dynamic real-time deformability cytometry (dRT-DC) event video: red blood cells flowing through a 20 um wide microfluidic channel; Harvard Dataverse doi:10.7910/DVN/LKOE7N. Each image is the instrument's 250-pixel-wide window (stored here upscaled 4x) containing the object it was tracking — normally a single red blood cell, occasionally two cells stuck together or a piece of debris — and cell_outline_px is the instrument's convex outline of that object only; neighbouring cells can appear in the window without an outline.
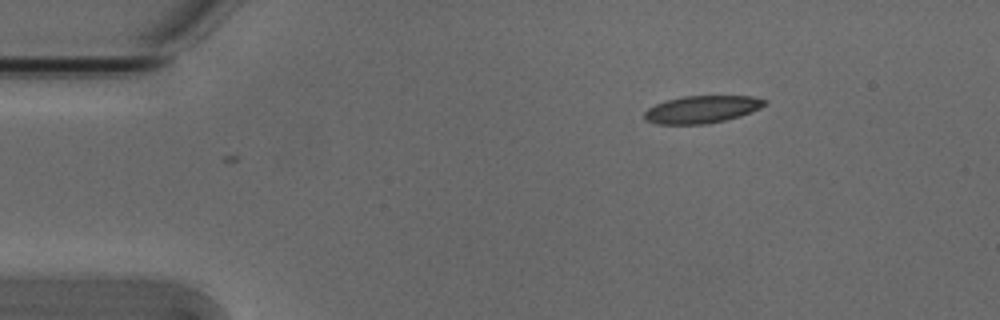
{"species": "Egyptian fruit bat (a non-hibernating species)", "species_latin": "Rousettus aegyptiacus", "temperature_condition": "cold", "stored_images_in_passage": 2, "camera_frame_rate_fps": 3000, "um_per_image_px": 0.085, "animal": {"sex": "male"}, "frame": {"image": 1, "passage_image": 1, "time_ms": 0.0, "image_size_px": [1000, 320], "cell_outline_px": [[764, 104], [760, 108], [740, 116], [724, 120], [704, 124], [656, 124], [648, 120], [644, 116], [644, 112], [648, 108], [656, 104], [668, 100], [684, 96], [752, 96], [764, 100]], "centroid_in_image_um": [59.63, 9.3], "position_along_channel_um": 25.4, "area_um2": 18.84}}